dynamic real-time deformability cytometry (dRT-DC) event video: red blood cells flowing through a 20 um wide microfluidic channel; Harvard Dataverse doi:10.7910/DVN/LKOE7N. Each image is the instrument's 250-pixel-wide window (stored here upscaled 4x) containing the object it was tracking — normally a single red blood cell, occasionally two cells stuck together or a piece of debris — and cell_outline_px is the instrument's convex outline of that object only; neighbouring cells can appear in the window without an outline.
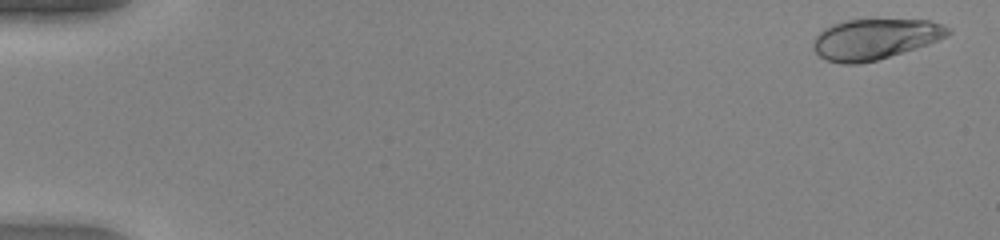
{"species": "human", "species_latin": "Homo sapiens", "temperature_condition": "warm", "stored_images_in_passage": 50, "camera_frame_rate_fps": 3000, "um_per_image_px": 0.085, "donor": {"sex": "female"}, "frame": {"image": 1, "passage_image": 2, "time_ms": 0.333, "image_size_px": [1000, 240], "cell_outline_px": [[952, 32], [948, 36], [928, 44], [876, 60], [856, 64], [840, 64], [828, 60], [820, 56], [812, 48], [812, 40], [824, 28], [832, 24], [848, 20], [928, 20], [952, 28]], "centroid_in_image_um": [74.36, 3.32], "position_along_channel_um": 10.6, "area_um2": 31.67}}
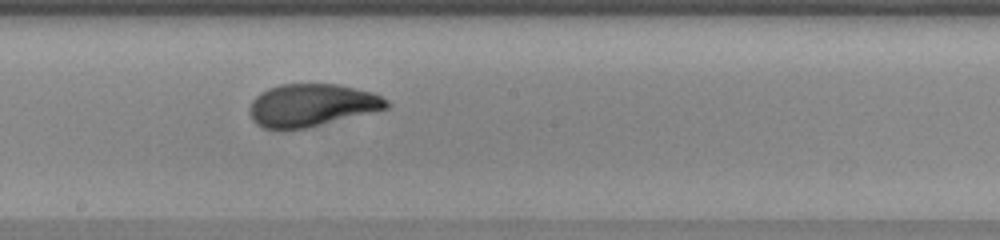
{"frame": {"image": 2, "passage_image": 29, "time_ms": 9.333, "image_size_px": [1000, 240], "cell_outline_px": [[392, 104], [388, 108], [308, 128], [284, 132], [280, 132], [264, 128], [256, 124], [252, 120], [248, 112], [248, 108], [252, 100], [260, 92], [268, 88], [280, 84], [336, 84], [356, 88], [372, 92], [388, 100]], "centroid_in_image_um": [26.44, 8.97], "position_along_channel_um": 221.8, "area_um2": 34.74}}
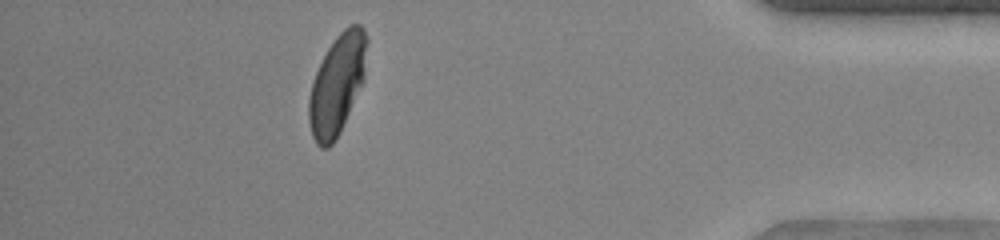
{"frame": {"image": 3, "passage_image": 45, "time_ms": 14.667, "image_size_px": [1000, 240], "cell_outline_px": [[368, 40], [364, 80], [340, 132], [332, 144], [328, 148], [320, 148], [316, 144], [312, 136], [308, 120], [308, 100], [312, 84], [316, 72], [328, 48], [336, 36], [348, 24], [360, 24], [364, 28], [368, 36]], "centroid_in_image_um": [28.67, 7.16], "position_along_channel_um": 406.5, "area_um2": 33.93}, "authors_computed_cell_mechanics": {"area_um2": 33.4084, "velocity_mm_per_s": 4.2171, "shape_relaxation_time_tau1_ms": 4.0475, "shape_relaxation_time_tau2_ms": null, "deformation_change_tau1": 0.1967, "deformation_change_tau2": null}}